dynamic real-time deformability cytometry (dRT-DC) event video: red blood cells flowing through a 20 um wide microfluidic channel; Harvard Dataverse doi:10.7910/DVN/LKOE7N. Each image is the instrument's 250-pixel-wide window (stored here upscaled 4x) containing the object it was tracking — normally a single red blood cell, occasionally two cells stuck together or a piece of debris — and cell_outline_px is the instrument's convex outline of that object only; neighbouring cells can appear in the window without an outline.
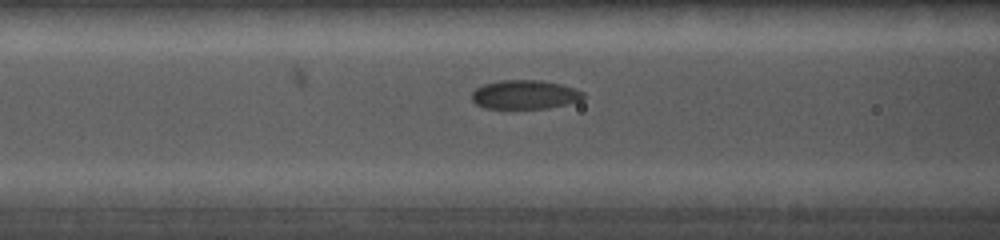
{"species": "common noctule bat (a hibernating species)", "species_latin": "Nyctalus noctula", "temperature_condition": "cold", "stored_images_in_passage": 22, "camera_frame_rate_fps": 5000, "um_per_image_px": 0.085, "animal": {"sex": "female", "body_mass_g": 19.0, "forearm_length_mm": 56.7}, "frame": {"image": 1, "passage_image": 3, "time_ms": 1.2, "image_size_px": [1000, 240], "cell_outline_px": [[584, 96], [580, 100], [548, 108], [512, 112], [484, 108], [476, 104], [472, 100], [472, 92], [476, 88], [484, 84], [500, 80], [544, 80], [576, 88], [584, 92]], "centroid_in_image_um": [44.56, 8.09], "position_along_channel_um": 122.0, "area_um2": 19.71}}
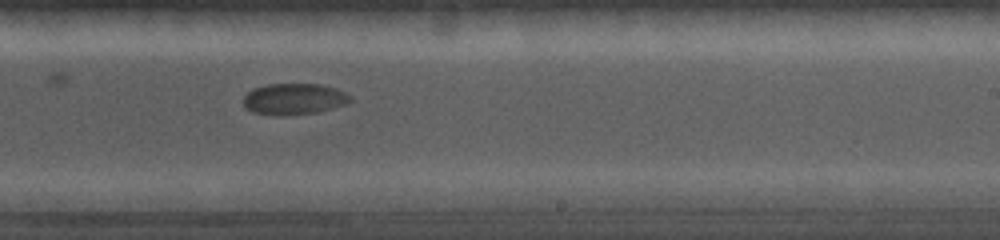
{"frame": {"image": 2, "passage_image": 11, "time_ms": 4.6, "image_size_px": [1000, 240], "cell_outline_px": [[352, 100], [344, 104], [332, 108], [316, 112], [276, 116], [252, 112], [244, 108], [244, 96], [252, 88], [268, 84], [320, 84], [336, 88], [352, 96]], "centroid_in_image_um": [24.96, 8.41], "position_along_channel_um": 264.0, "area_um2": 19.48}}
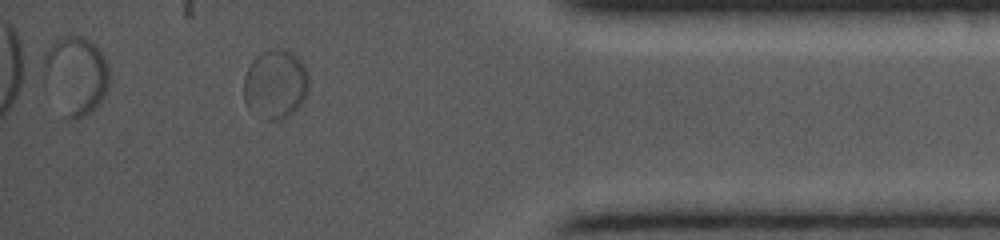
{"frame": {"image": 3, "passage_image": 19, "time_ms": 8.6, "image_size_px": [1000, 240], "cell_outline_px": [[308, 88], [304, 100], [288, 116], [280, 120], [268, 120], [248, 112], [244, 104], [244, 76], [252, 60], [260, 52], [272, 48], [284, 48], [292, 52], [304, 64], [308, 76]], "centroid_in_image_um": [23.37, 7.16], "position_along_channel_um": 411.8, "area_um2": 26.7}}